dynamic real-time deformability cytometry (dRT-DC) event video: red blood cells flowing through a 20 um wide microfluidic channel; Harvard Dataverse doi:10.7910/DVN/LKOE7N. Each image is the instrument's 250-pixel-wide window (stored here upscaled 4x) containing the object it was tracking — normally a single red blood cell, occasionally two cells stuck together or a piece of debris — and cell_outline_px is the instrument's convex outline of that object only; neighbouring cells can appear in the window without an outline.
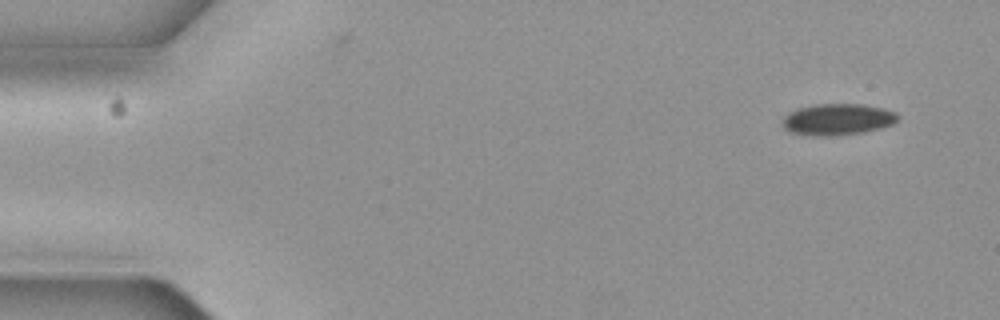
{"species": "common noctule bat (a hibernating species)", "species_latin": "Nyctalus noctula", "temperature_condition": "cold", "stored_images_in_passage": 6, "camera_frame_rate_fps": 3000, "um_per_image_px": 0.085, "animal": {"sex": "female", "body_mass_g": 19.3, "forearm_length_mm": 54.1}, "frame": {"image": 1, "passage_image": 1, "time_ms": 0.0, "image_size_px": [1000, 320], "cell_outline_px": [[896, 120], [892, 124], [880, 128], [864, 132], [836, 136], [808, 136], [788, 132], [780, 124], [780, 120], [788, 112], [796, 108], [816, 104], [860, 104], [884, 108], [896, 112]], "centroid_in_image_um": [71.09, 10.16], "position_along_channel_um": 13.9, "area_um2": 21.5}}
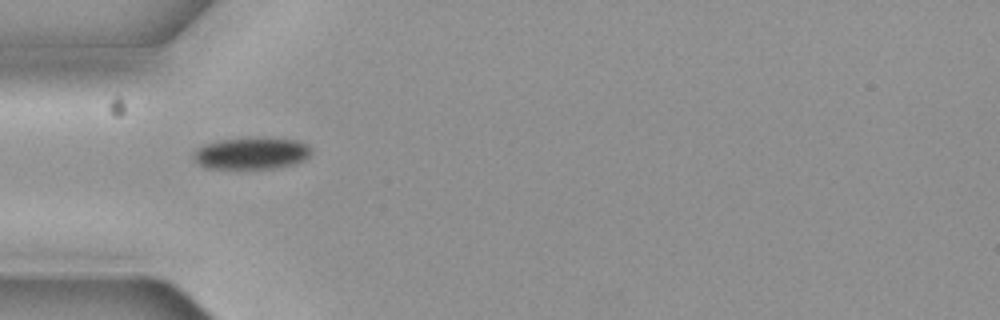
{"frame": {"image": 2, "passage_image": 5, "time_ms": 1.333, "image_size_px": [1000, 320], "cell_outline_px": [[312, 152], [304, 160], [296, 164], [272, 168], [204, 168], [192, 156], [192, 152], [196, 148], [204, 144], [220, 140], [296, 140], [312, 148]], "centroid_in_image_um": [21.34, 13.07], "position_along_channel_um": 63.7, "area_um2": 21.04}}